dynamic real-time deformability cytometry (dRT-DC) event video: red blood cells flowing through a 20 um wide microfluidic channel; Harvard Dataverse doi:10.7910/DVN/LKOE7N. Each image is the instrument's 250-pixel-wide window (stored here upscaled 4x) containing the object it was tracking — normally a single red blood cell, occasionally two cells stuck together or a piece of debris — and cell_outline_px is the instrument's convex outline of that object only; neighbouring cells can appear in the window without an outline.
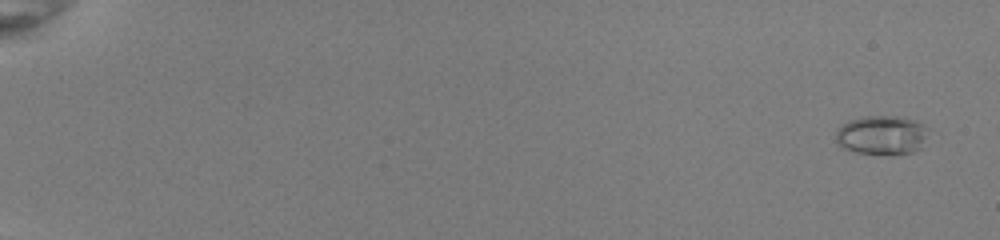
{"species": "common noctule bat (a hibernating species)", "species_latin": "Nyctalus noctula", "temperature_condition": "room temperature", "stored_images_in_passage": 54, "camera_frame_rate_fps": 3000, "um_per_image_px": 0.085, "animal": {"sex": "female", "body_mass_g": 22.0, "forearm_length_mm": 56.7}, "frame": {"image": 1, "passage_image": 3, "time_ms": 0.667, "image_size_px": [1000, 240], "cell_outline_px": [[928, 128], [920, 148], [912, 152], [856, 152], [840, 148], [836, 140], [836, 132], [848, 120], [864, 116], [896, 116], [916, 120]], "centroid_in_image_um": [74.91, 11.44], "position_along_channel_um": 10.1, "area_um2": 20.46}}
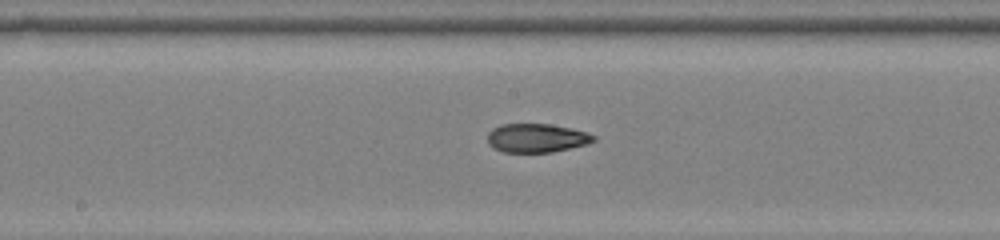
{"frame": {"image": 2, "passage_image": 32, "time_ms": 10.333, "image_size_px": [1000, 240], "cell_outline_px": [[596, 140], [588, 144], [552, 152], [504, 152], [492, 148], [488, 144], [488, 132], [492, 128], [500, 124], [548, 124], [572, 128], [596, 136]], "centroid_in_image_um": [45.59, 11.73], "position_along_channel_um": 202.6, "area_um2": 17.86}}
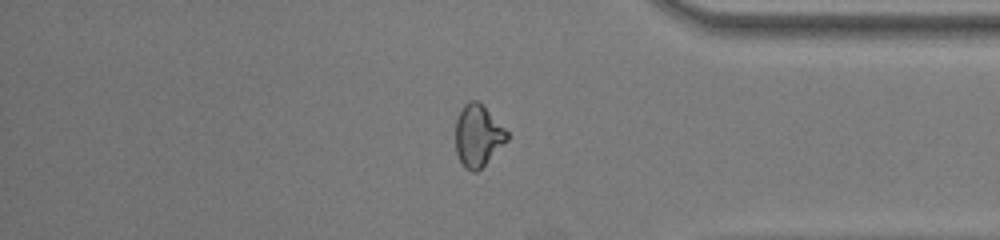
{"frame": {"image": 3, "passage_image": 47, "time_ms": 15.333, "image_size_px": [1000, 240], "cell_outline_px": [[508, 140], [476, 172], [472, 172], [464, 168], [456, 152], [456, 120], [464, 104], [472, 100], [476, 100], [508, 132]], "centroid_in_image_um": [40.6, 11.56], "position_along_channel_um": 394.6, "area_um2": 18.03}, "authors_computed_cell_mechanics": {"area_um2": 18.6116, "velocity_mm_per_s": 4.0269, "shape_relaxation_time_tau1_ms": null, "shape_relaxation_time_tau2_ms": 1.6311, "deformation_change_tau1": null, "deformation_change_tau2": 0.0786}}